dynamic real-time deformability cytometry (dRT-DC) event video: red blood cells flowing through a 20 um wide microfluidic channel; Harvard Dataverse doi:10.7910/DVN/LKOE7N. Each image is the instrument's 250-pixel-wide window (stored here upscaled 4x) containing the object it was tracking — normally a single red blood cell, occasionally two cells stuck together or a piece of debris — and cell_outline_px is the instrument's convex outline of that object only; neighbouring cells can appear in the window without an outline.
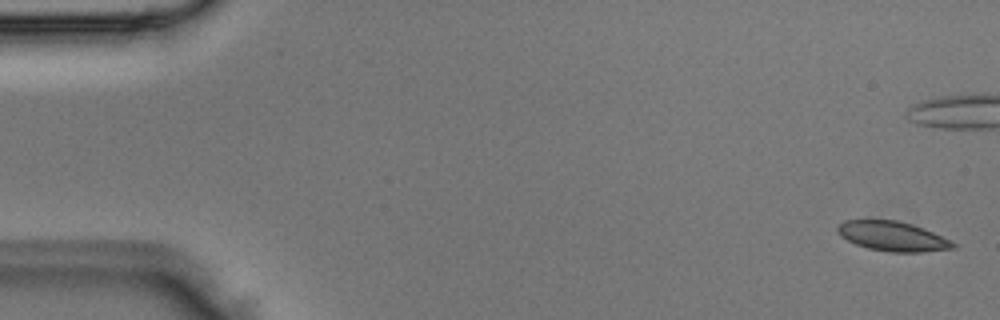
{"species": "Egyptian fruit bat (a non-hibernating species)", "species_latin": "Rousettus aegyptiacus", "temperature_condition": "room temperature", "stored_images_in_passage": 5, "segment_of_instrument_passage": [2, 2], "camera_frame_rate_fps": 3000, "um_per_image_px": 0.085, "animal": {"sex": "male"}, "frame": {"image": 1, "passage_image": 5, "time_ms": 1.333, "image_size_px": [1000, 320], "cell_outline_px": [[956, 248], [924, 252], [892, 252], [868, 248], [856, 244], [840, 236], [836, 232], [836, 228], [844, 220], [896, 220], [912, 224], [924, 228], [956, 244]], "centroid_in_image_um": [75.85, 20.08], "position_along_channel_um": 9.2, "area_um2": 19.83}}